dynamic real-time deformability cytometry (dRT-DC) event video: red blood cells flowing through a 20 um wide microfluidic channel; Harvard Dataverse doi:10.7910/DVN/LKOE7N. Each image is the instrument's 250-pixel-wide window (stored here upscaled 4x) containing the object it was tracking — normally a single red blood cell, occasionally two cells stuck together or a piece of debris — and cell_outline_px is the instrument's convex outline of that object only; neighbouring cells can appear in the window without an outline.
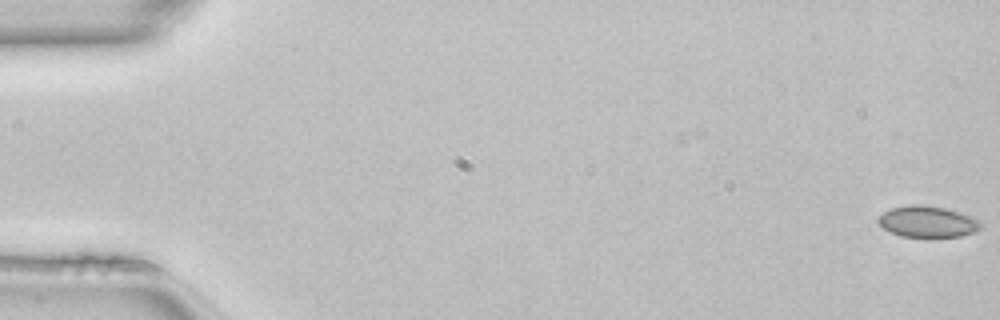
{"species": "common noctule bat (a hibernating species)", "species_latin": "Nyctalus noctula", "temperature_condition": "room temperature", "stored_images_in_passage": 50, "camera_frame_rate_fps": 3000, "um_per_image_px": 0.085, "animal": {"sex": "female", "body_mass_g": 22.7, "forearm_length_mm": 54.2}, "frame": {"image": 1, "passage_image": 1, "time_ms": 0.0, "image_size_px": [1000, 320], "cell_outline_px": [[984, 224], [980, 228], [972, 232], [960, 236], [900, 236], [884, 228], [876, 220], [884, 212], [892, 208], [912, 204], [944, 208], [980, 220]], "centroid_in_image_um": [78.83, 18.84], "position_along_channel_um": 6.2, "area_um2": 18.09}}
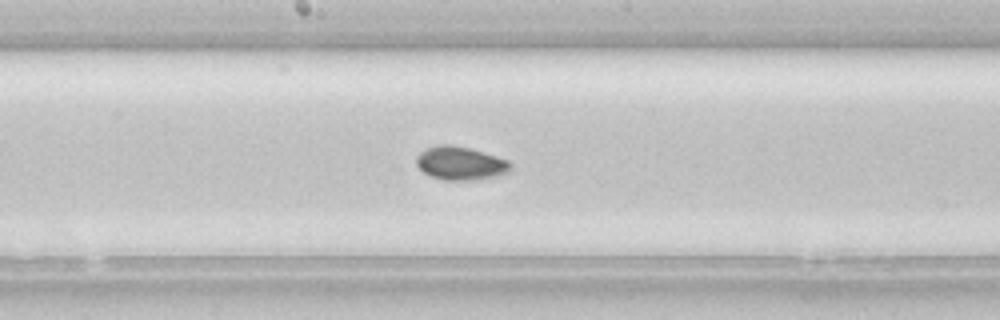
{"frame": {"image": 2, "passage_image": 27, "time_ms": 8.667, "image_size_px": [1000, 320], "cell_outline_px": [[512, 164], [508, 172], [496, 176], [468, 180], [444, 180], [432, 176], [424, 172], [416, 164], [416, 156], [420, 152], [428, 148], [440, 144], [452, 144], [472, 148], [508, 160]], "centroid_in_image_um": [39.14, 13.86], "position_along_channel_um": 209.1, "area_um2": 18.26}}
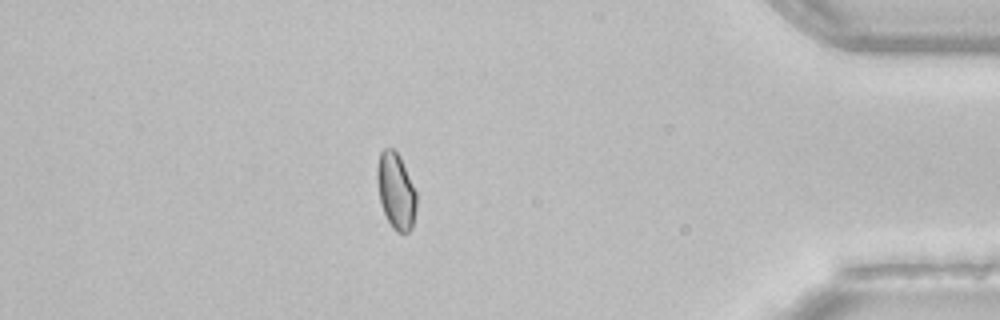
{"frame": {"image": 3, "passage_image": 44, "time_ms": 14.333, "image_size_px": [1000, 320], "cell_outline_px": [[416, 208], [412, 228], [408, 232], [396, 232], [392, 228], [380, 204], [376, 180], [376, 168], [380, 152], [384, 148], [392, 148], [400, 156], [416, 192]], "centroid_in_image_um": [33.63, 16.23], "position_along_channel_um": 401.6, "area_um2": 17.57}}